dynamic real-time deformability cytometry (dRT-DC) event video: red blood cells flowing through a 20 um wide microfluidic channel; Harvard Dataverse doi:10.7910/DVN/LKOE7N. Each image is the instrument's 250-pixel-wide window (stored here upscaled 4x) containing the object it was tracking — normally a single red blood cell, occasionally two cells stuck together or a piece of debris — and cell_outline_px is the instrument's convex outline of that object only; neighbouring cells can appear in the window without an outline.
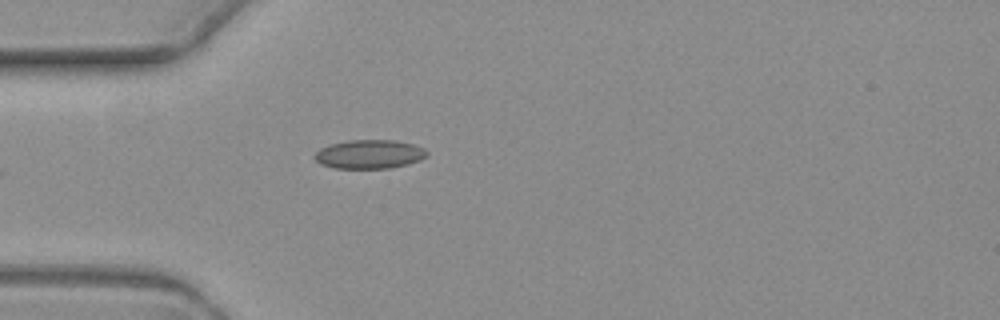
{"species": "common noctule bat (a hibernating species)", "species_latin": "Nyctalus noctula", "temperature_condition": "warm", "stored_images_in_passage": 4, "camera_frame_rate_fps": 3000, "um_per_image_px": 0.085, "animal": {"sex": "female", "body_mass_g": 19.3, "forearm_length_mm": 54.1}, "frame": {"image": 1, "passage_image": 4, "time_ms": 4.667, "image_size_px": [1000, 320], "cell_outline_px": [[428, 156], [420, 160], [408, 164], [388, 168], [336, 168], [320, 164], [312, 156], [320, 148], [332, 144], [348, 140], [392, 140], [412, 144], [424, 148], [428, 152]], "centroid_in_image_um": [31.4, 13.11], "position_along_channel_um": 53.6, "area_um2": 18.84}}